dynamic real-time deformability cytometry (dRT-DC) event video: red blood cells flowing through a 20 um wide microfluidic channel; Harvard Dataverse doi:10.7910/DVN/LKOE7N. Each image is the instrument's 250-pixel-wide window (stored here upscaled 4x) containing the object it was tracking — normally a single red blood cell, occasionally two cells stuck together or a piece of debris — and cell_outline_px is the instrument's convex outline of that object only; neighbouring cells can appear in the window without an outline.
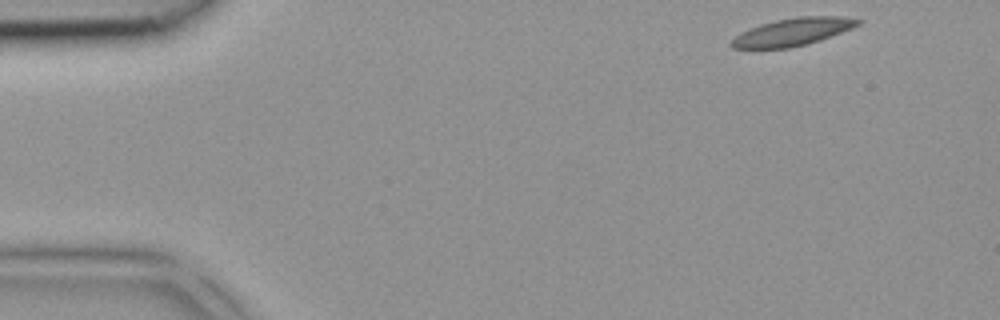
{"species": "common noctule bat (a hibernating species)", "species_latin": "Nyctalus noctula", "temperature_condition": "room temperature", "stored_images_in_passage": 2, "camera_frame_rate_fps": 3000, "um_per_image_px": 0.085, "animal": {"sex": "female", "body_mass_g": 18.4}, "frame": {"image": 1, "passage_image": 1, "time_ms": 0.0, "image_size_px": [1000, 320], "cell_outline_px": [[864, 20], [860, 24], [852, 28], [820, 40], [808, 44], [792, 48], [732, 48], [728, 44], [740, 32], [760, 24], [776, 20], [796, 16], [840, 16]], "centroid_in_image_um": [67.38, 2.71], "position_along_channel_um": 17.6, "area_um2": 20.4}}